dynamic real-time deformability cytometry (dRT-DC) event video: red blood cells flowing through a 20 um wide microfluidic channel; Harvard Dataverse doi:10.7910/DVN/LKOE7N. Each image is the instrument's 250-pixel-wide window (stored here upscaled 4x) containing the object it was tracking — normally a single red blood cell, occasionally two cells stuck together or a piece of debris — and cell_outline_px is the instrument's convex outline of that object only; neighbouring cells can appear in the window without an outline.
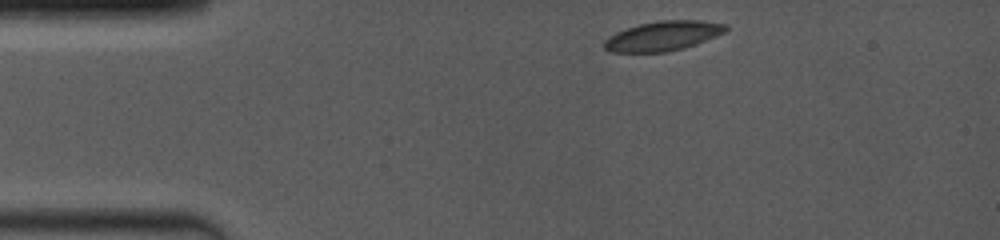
{"species": "common noctule bat (a hibernating species)", "species_latin": "Nyctalus noctula", "temperature_condition": "room temperature", "stored_images_in_passage": 33, "camera_frame_rate_fps": 4000, "um_per_image_px": 0.085, "animal": {"sex": "female", "body_mass_g": 19.0, "forearm_length_mm": 53.3}, "frame": {"image": 1, "passage_image": 1, "time_ms": 0.0, "image_size_px": [1000, 240], "cell_outline_px": [[728, 28], [724, 32], [716, 36], [696, 44], [684, 48], [668, 52], [612, 52], [604, 48], [604, 40], [608, 36], [616, 32], [640, 24], [660, 20], [700, 20], [728, 24]], "centroid_in_image_um": [56.37, 3.05], "position_along_channel_um": 28.6, "area_um2": 20.98}}
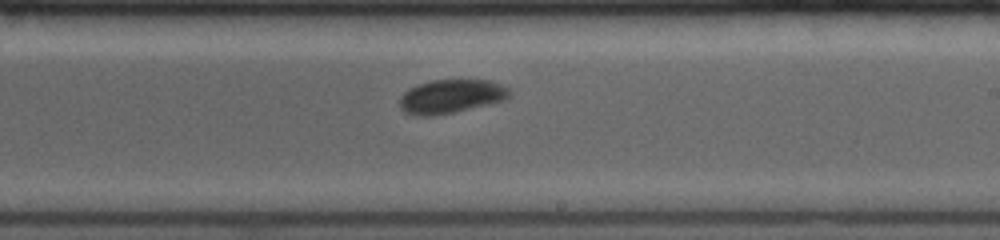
{"frame": {"image": 2, "passage_image": 19, "time_ms": 7.0, "image_size_px": [1000, 240], "cell_outline_px": [[512, 92], [504, 100], [488, 104], [452, 112], [432, 116], [416, 116], [404, 112], [400, 108], [400, 96], [408, 88], [416, 84], [432, 80], [492, 80], [508, 88]], "centroid_in_image_um": [38.3, 8.18], "position_along_channel_um": 250.7, "area_um2": 21.62}}
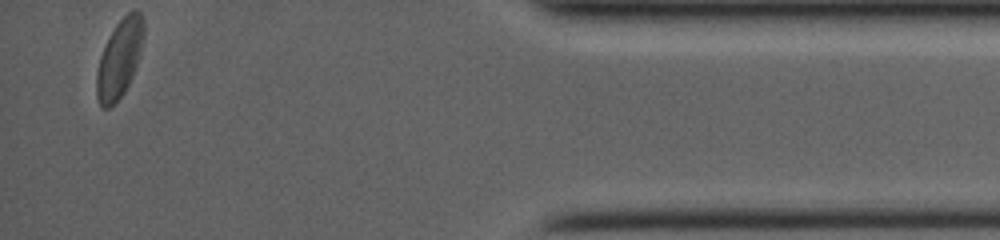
{"frame": {"image": 3, "passage_image": 33, "time_ms": 12.5, "image_size_px": [1000, 240], "cell_outline_px": [[144, 36], [140, 56], [132, 76], [124, 92], [108, 108], [100, 108], [96, 96], [96, 72], [100, 56], [108, 36], [116, 24], [128, 12], [140, 12], [144, 16]], "centroid_in_image_um": [10.15, 4.97], "position_along_channel_um": 425.1, "area_um2": 21.5}, "authors_computed_cell_mechanics": {"area_um2": 21.5016, "velocity_mm_per_s": 3.9995, "shape_relaxation_time_tau1_ms": 1.5803, "shape_relaxation_time_tau2_ms": null, "deformation_change_tau1": 0.0714, "deformation_change_tau2": null}}